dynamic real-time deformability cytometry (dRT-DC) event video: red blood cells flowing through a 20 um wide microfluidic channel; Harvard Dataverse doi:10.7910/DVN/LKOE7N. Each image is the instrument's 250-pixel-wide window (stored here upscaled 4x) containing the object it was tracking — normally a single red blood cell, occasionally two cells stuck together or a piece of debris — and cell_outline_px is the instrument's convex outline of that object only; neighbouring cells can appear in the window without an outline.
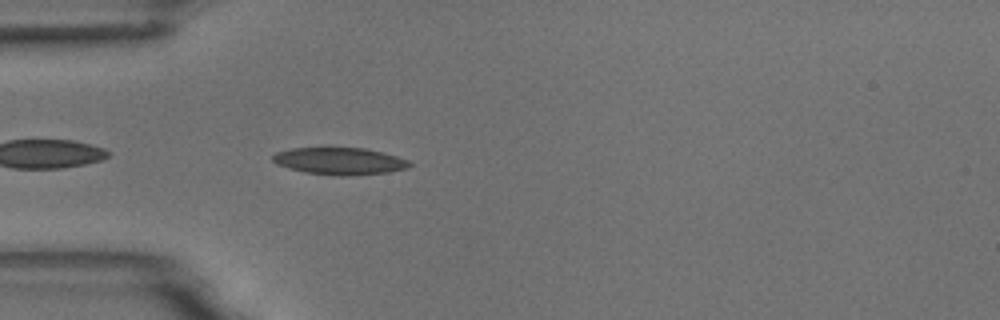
{"species": "common noctule bat (a hibernating species)", "species_latin": "Nyctalus noctula", "temperature_condition": "room temperature", "stored_images_in_passage": 5, "camera_frame_rate_fps": 3000, "um_per_image_px": 0.085, "animal": {"sex": "male", "body_mass_g": 18.8}, "frame": {"image": 1, "passage_image": 5, "time_ms": 4.333, "image_size_px": [1000, 320], "cell_outline_px": [[412, 164], [408, 168], [388, 172], [348, 176], [340, 176], [304, 172], [288, 168], [276, 164], [272, 160], [272, 156], [276, 152], [292, 148], [364, 148], [384, 152], [408, 160]], "centroid_in_image_um": [28.87, 13.69], "position_along_channel_um": 56.1, "area_um2": 21.62}}